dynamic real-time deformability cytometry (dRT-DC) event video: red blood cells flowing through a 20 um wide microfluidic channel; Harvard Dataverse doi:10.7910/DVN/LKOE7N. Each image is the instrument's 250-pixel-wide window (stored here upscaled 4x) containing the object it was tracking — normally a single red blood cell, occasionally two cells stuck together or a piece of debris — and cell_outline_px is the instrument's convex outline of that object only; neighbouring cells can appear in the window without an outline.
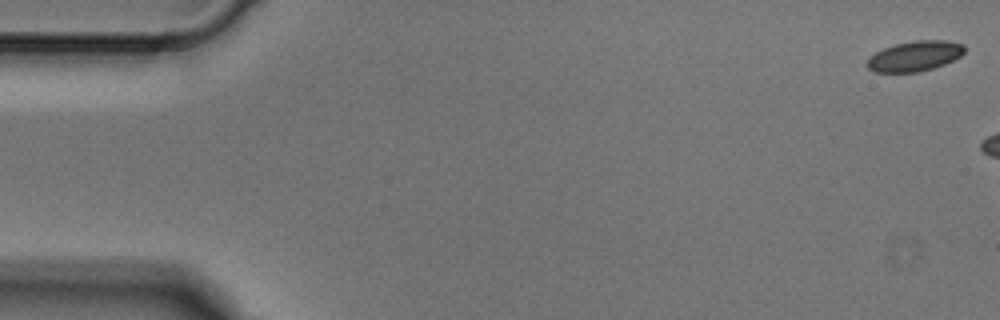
{"species": "Egyptian fruit bat (a non-hibernating species)", "species_latin": "Rousettus aegyptiacus", "temperature_condition": "cold", "stored_images_in_passage": 3, "camera_frame_rate_fps": 3000, "um_per_image_px": 0.085, "animal": {"sex": "male"}, "frame": {"image": 1, "passage_image": 1, "time_ms": 0.0, "image_size_px": [1000, 320], "cell_outline_px": [[964, 52], [960, 56], [944, 64], [920, 72], [872, 72], [868, 68], [868, 60], [876, 52], [884, 48], [896, 44], [916, 40], [948, 40], [964, 44]], "centroid_in_image_um": [77.78, 4.76], "position_along_channel_um": 7.2, "area_um2": 16.99}}